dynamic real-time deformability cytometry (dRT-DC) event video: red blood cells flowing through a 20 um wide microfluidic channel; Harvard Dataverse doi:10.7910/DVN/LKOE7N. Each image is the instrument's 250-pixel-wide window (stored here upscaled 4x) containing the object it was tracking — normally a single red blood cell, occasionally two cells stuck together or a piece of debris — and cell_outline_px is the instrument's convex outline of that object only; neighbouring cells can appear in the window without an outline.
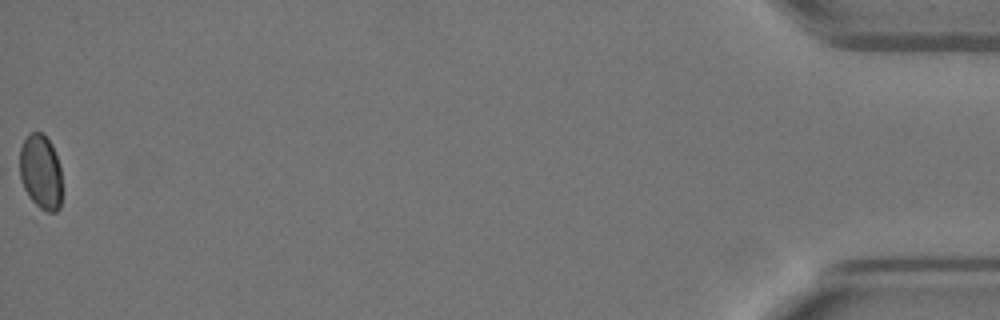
{"species": "Egyptian fruit bat (a non-hibernating species)", "species_latin": "Rousettus aegyptiacus", "temperature_condition": "warm", "stored_images_in_passage": 37, "camera_frame_rate_fps": 3000, "um_per_image_px": 0.085, "animal": {"sex": "female"}, "frame": {"image": 1, "passage_image": 37, "time_ms": 12.0, "image_size_px": [1000, 320], "cell_outline_px": [[60, 208], [56, 212], [44, 216], [28, 196], [24, 188], [20, 176], [20, 148], [24, 140], [32, 132], [40, 132], [52, 144], [60, 168]], "centroid_in_image_um": [3.46, 14.71], "position_along_channel_um": 431.7, "area_um2": 18.61}}